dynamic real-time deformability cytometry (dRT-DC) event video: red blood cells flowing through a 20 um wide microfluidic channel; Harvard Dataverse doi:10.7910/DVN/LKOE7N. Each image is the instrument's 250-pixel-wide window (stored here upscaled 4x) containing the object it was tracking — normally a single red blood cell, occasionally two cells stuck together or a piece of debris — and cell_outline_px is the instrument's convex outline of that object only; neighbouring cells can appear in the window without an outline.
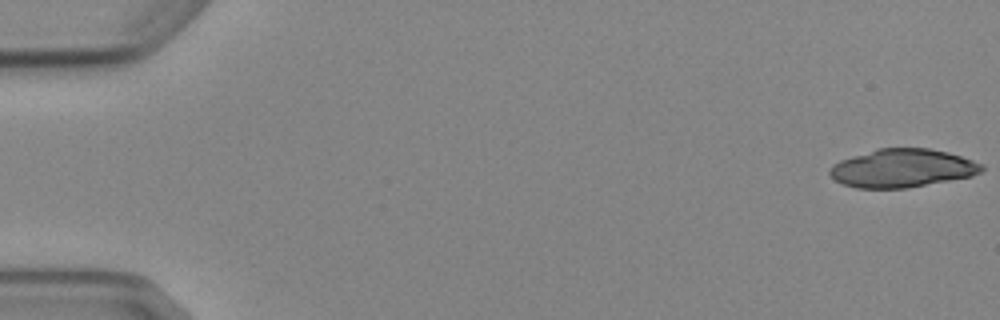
{"species": "Egyptian fruit bat (a non-hibernating species)", "species_latin": "Rousettus aegyptiacus", "temperature_condition": "cold", "stored_images_in_passage": 5, "camera_frame_rate_fps": 3000, "um_per_image_px": 0.085, "animal": {"sex": "female"}, "frame": {"image": 1, "passage_image": 1, "time_ms": 0.0, "image_size_px": [1000, 320], "cell_outline_px": [[984, 168], [980, 172], [972, 176], [908, 188], [856, 188], [844, 184], [836, 180], [828, 172], [832, 164], [840, 160], [876, 148], [928, 148], [948, 152], [984, 164]], "centroid_in_image_um": [76.69, 14.29], "position_along_channel_um": 8.3, "area_um2": 33.93}}